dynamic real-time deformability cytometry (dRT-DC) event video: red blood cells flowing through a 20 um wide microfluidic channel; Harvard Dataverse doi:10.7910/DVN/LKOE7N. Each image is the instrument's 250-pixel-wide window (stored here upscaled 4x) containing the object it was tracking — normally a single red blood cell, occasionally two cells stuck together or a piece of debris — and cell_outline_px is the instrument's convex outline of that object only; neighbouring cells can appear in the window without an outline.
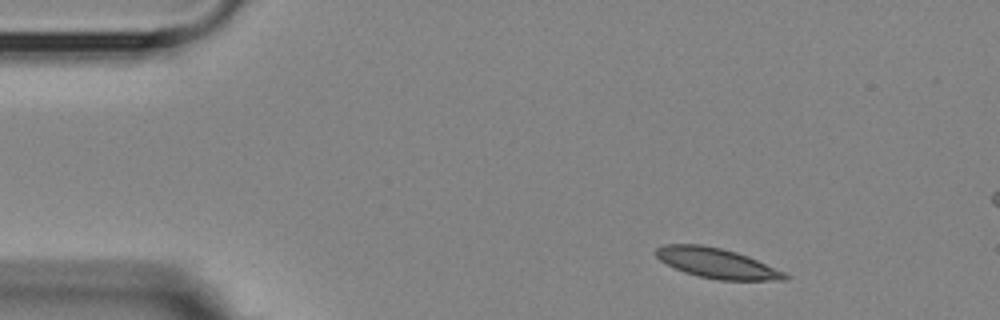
{"species": "Egyptian fruit bat (a non-hibernating species)", "species_latin": "Rousettus aegyptiacus", "temperature_condition": "room temperature", "stored_images_in_passage": 4, "segment_of_instrument_passage": [1, 2], "camera_frame_rate_fps": 3000, "um_per_image_px": 0.085, "animal": {"sex": "female"}, "frame": {"image": 1, "passage_image": 1, "time_ms": 0.0, "image_size_px": [1000, 320], "cell_outline_px": [[788, 280], [716, 280], [684, 272], [660, 260], [656, 256], [656, 248], [664, 244], [700, 244], [720, 248], [736, 252], [748, 256], [784, 272], [788, 276]], "centroid_in_image_um": [60.92, 22.37], "position_along_channel_um": 24.1, "area_um2": 22.31}}